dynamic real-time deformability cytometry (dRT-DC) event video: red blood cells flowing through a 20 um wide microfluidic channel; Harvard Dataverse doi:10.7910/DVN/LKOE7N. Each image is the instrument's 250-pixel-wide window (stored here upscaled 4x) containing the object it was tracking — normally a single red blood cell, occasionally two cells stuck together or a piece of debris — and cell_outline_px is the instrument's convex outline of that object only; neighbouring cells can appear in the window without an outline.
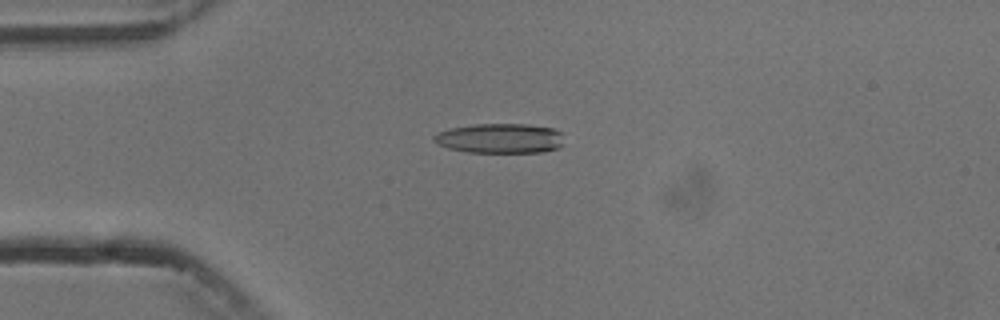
{"species": "common noctule bat (a hibernating species)", "species_latin": "Nyctalus noctula", "temperature_condition": "cold", "stored_images_in_passage": 7, "camera_frame_rate_fps": 3000, "um_per_image_px": 0.085, "animal": {"sex": "male", "body_mass_g": 13.3}, "frame": {"image": 1, "passage_image": 4, "time_ms": 3.333, "image_size_px": [1000, 320], "cell_outline_px": [[564, 144], [560, 148], [544, 152], [468, 152], [448, 148], [432, 140], [432, 136], [436, 132], [452, 128], [472, 124], [528, 124], [552, 128], [560, 132]], "centroid_in_image_um": [42.51, 11.76], "position_along_channel_um": 42.5, "area_um2": 22.72}}
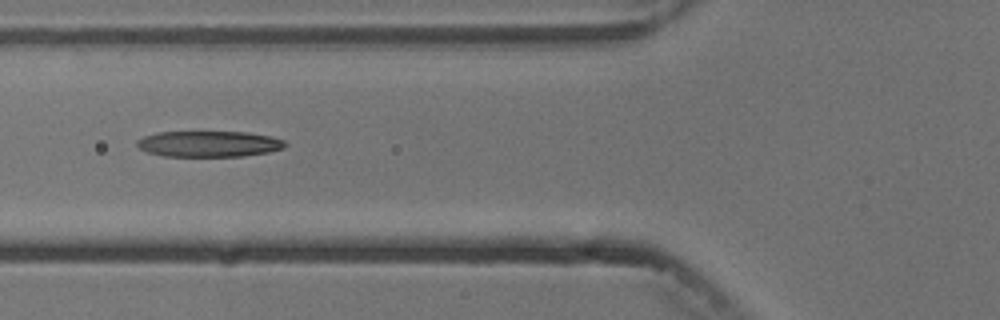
{"frame": {"image": 2, "passage_image": 6, "time_ms": 5.667, "image_size_px": [1000, 320], "cell_outline_px": [[288, 144], [284, 148], [268, 152], [244, 156], [164, 156], [148, 152], [140, 148], [136, 144], [136, 140], [144, 136], [156, 132], [248, 132], [272, 136], [284, 140]], "centroid_in_image_um": [17.78, 12.22], "position_along_channel_um": 108.0, "area_um2": 22.48}}
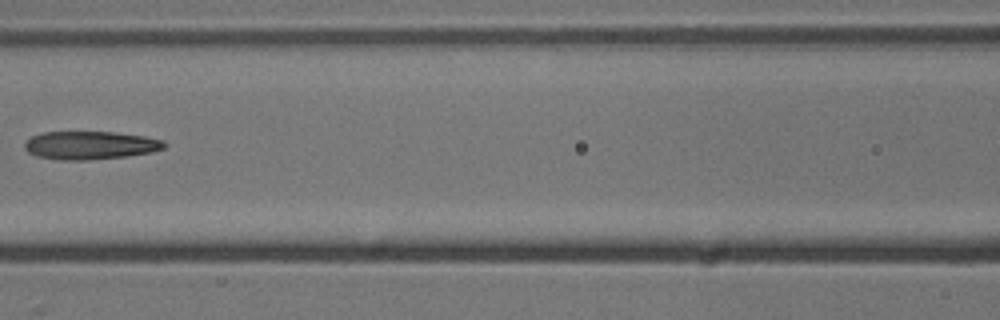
{"frame": {"image": 3, "passage_image": 7, "time_ms": 7.0, "image_size_px": [1000, 320], "cell_outline_px": [[168, 144], [164, 148], [152, 152], [128, 156], [88, 160], [60, 160], [36, 156], [28, 152], [24, 148], [24, 140], [32, 136], [44, 132], [112, 132], [144, 136], [164, 140]], "centroid_in_image_um": [7.67, 12.35], "position_along_channel_um": 158.9, "area_um2": 23.12}}